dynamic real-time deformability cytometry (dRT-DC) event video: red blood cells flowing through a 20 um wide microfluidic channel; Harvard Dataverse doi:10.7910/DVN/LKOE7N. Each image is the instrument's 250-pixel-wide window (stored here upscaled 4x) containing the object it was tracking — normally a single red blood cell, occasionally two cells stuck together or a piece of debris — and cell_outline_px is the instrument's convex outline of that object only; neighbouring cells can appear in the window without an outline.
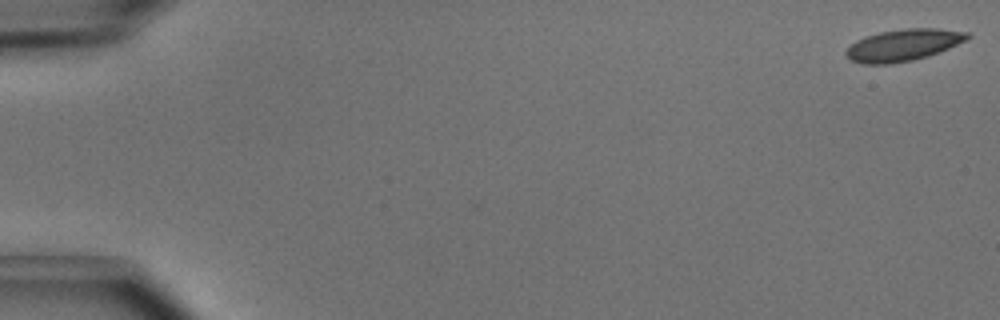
{"species": "common noctule bat (a hibernating species)", "species_latin": "Nyctalus noctula", "temperature_condition": "cold", "stored_images_in_passage": 5, "camera_frame_rate_fps": 3000, "um_per_image_px": 0.085, "animal": {"sex": "male", "body_mass_g": 15.6}, "frame": {"image": 1, "passage_image": 1, "time_ms": 0.0, "image_size_px": [1000, 320], "cell_outline_px": [[972, 36], [968, 40], [940, 52], [928, 56], [912, 60], [892, 64], [860, 64], [852, 60], [844, 52], [856, 40], [880, 32], [908, 28], [936, 28], [968, 32]], "centroid_in_image_um": [76.83, 3.83], "position_along_channel_um": 8.2, "area_um2": 22.48}}
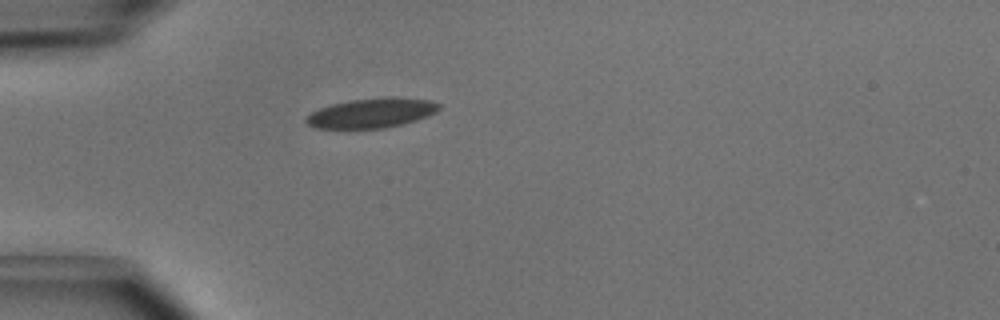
{"frame": {"image": 2, "passage_image": 5, "time_ms": 1.333, "image_size_px": [1000, 320], "cell_outline_px": [[440, 108], [436, 112], [428, 116], [404, 124], [384, 128], [316, 128], [308, 124], [304, 120], [312, 112], [320, 108], [332, 104], [352, 100], [384, 96], [392, 96], [428, 100], [440, 104]], "centroid_in_image_um": [31.62, 9.6], "position_along_channel_um": 53.4, "area_um2": 22.95}}